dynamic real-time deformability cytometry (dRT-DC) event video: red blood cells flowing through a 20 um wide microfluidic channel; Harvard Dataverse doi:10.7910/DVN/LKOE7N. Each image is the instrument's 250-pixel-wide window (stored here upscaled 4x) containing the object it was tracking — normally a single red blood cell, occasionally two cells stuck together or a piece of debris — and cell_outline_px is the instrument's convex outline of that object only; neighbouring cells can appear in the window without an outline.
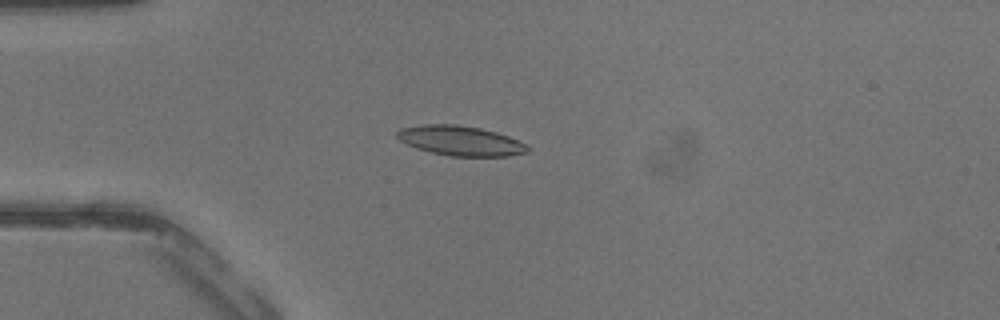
{"species": "common noctule bat (a hibernating species)", "species_latin": "Nyctalus noctula", "temperature_condition": "warm", "stored_images_in_passage": 36, "camera_frame_rate_fps": 3000, "um_per_image_px": 0.085, "animal": {"sex": "male", "body_mass_g": 13.3}, "frame": {"image": 1, "passage_image": 9, "time_ms": 2.667, "image_size_px": [1000, 320], "cell_outline_px": [[528, 152], [508, 156], [452, 156], [432, 152], [416, 148], [400, 140], [396, 136], [396, 132], [400, 128], [424, 124], [456, 124], [480, 128], [496, 132], [508, 136], [528, 144]], "centroid_in_image_um": [39.15, 11.95], "position_along_channel_um": 45.9, "area_um2": 22.6}}
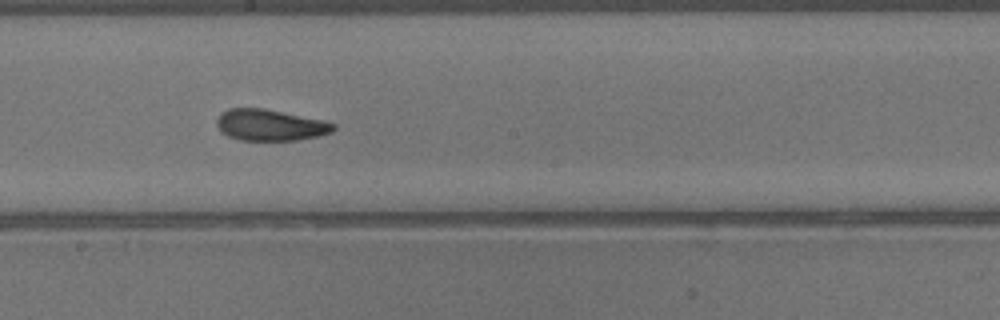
{"frame": {"image": 2, "passage_image": 21, "time_ms": 6.667, "image_size_px": [1000, 320], "cell_outline_px": [[336, 128], [332, 132], [320, 136], [296, 140], [240, 140], [228, 136], [220, 132], [216, 124], [216, 120], [220, 112], [228, 108], [264, 108], [328, 120], [336, 124]], "centroid_in_image_um": [22.99, 10.62], "position_along_channel_um": 225.2, "area_um2": 21.79}}
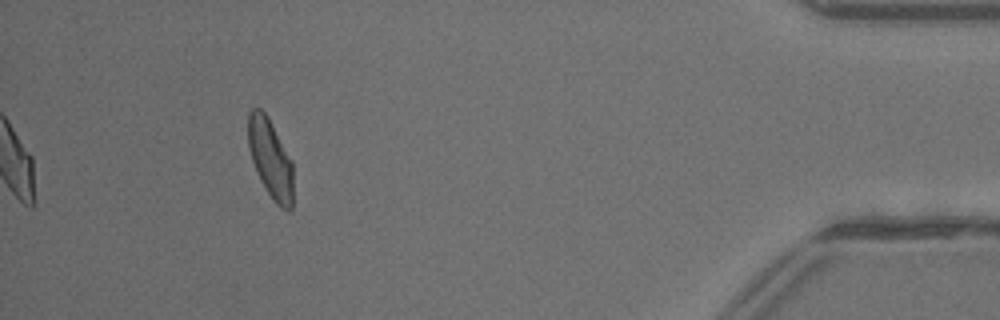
{"frame": {"image": 3, "passage_image": 36, "time_ms": 11.667, "image_size_px": [1000, 320], "cell_outline_px": [[292, 208], [288, 212], [280, 208], [272, 200], [260, 180], [252, 160], [248, 148], [248, 112], [252, 108], [260, 108], [268, 116], [292, 160]], "centroid_in_image_um": [22.98, 13.49], "position_along_channel_um": 412.2, "area_um2": 20.92}}